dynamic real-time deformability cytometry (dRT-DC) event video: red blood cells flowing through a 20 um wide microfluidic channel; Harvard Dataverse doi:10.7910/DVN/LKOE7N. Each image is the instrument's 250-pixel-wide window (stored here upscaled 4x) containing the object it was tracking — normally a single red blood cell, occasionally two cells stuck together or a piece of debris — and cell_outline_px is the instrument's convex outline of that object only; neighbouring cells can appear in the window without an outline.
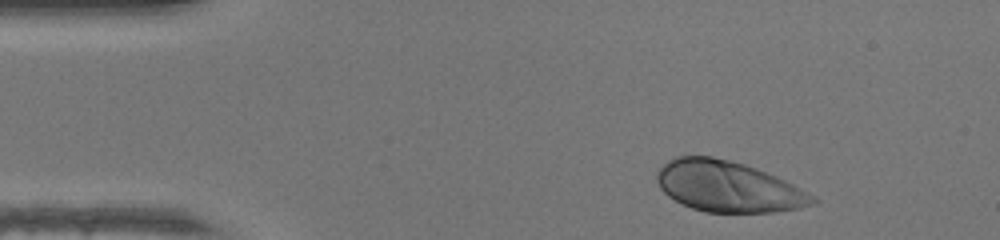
{"species": "human", "species_latin": "Homo sapiens", "temperature_condition": "warm", "stored_images_in_passage": 42, "camera_frame_rate_fps": 3000, "um_per_image_px": 0.085, "donor": {"sex": "female"}, "frame": {"image": 1, "passage_image": 1, "time_ms": 0.0, "image_size_px": [1000, 240], "cell_outline_px": [[820, 200], [816, 204], [800, 208], [776, 212], [704, 212], [692, 208], [668, 196], [660, 188], [656, 180], [656, 172], [668, 160], [676, 156], [712, 156], [744, 164], [756, 168], [776, 176], [816, 196]], "centroid_in_image_um": [61.91, 15.86], "position_along_channel_um": 23.1, "area_um2": 46.18}}
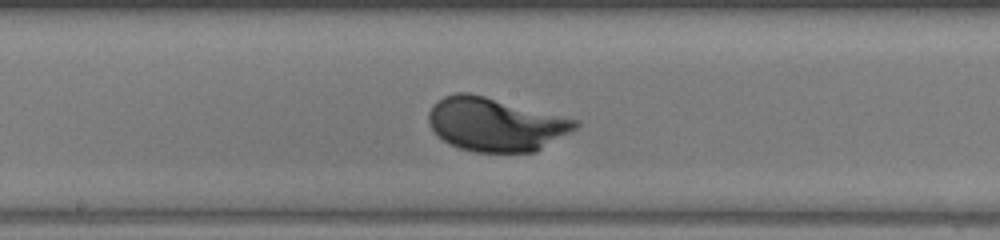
{"frame": {"image": 2, "passage_image": 19, "time_ms": 6.0, "image_size_px": [1000, 240], "cell_outline_px": [[580, 124], [576, 128], [536, 152], [476, 152], [460, 148], [448, 144], [436, 136], [428, 124], [428, 112], [432, 104], [444, 96], [456, 92], [468, 92], [580, 120]], "centroid_in_image_um": [42.07, 10.57], "position_along_channel_um": 206.1, "area_um2": 45.95}}
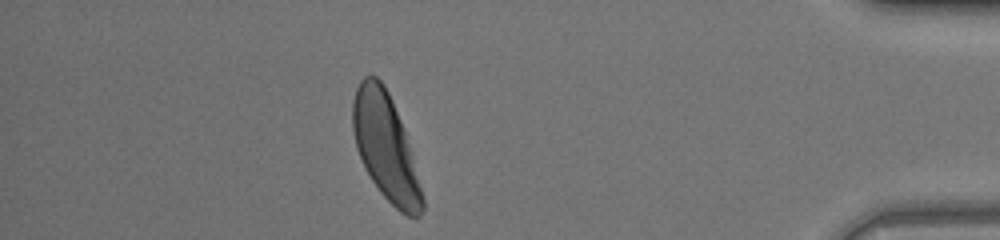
{"frame": {"image": 3, "passage_image": 36, "time_ms": 11.667, "image_size_px": [1000, 240], "cell_outline_px": [[424, 208], [420, 216], [408, 216], [400, 212], [380, 192], [372, 180], [356, 148], [352, 128], [352, 104], [356, 88], [360, 80], [364, 76], [376, 76], [384, 84], [392, 100], [404, 128], [412, 152], [424, 200]], "centroid_in_image_um": [32.78, 12.47], "position_along_channel_um": 402.4, "area_um2": 42.89}, "authors_computed_cell_mechanics": {"area_um2": 44.4193, "velocity_mm_per_s": 4.3127, "shape_relaxation_time_tau1_ms": 1.9356, "shape_relaxation_time_tau2_ms": null, "deformation_change_tau1": 0.1641, "deformation_change_tau2": null}}